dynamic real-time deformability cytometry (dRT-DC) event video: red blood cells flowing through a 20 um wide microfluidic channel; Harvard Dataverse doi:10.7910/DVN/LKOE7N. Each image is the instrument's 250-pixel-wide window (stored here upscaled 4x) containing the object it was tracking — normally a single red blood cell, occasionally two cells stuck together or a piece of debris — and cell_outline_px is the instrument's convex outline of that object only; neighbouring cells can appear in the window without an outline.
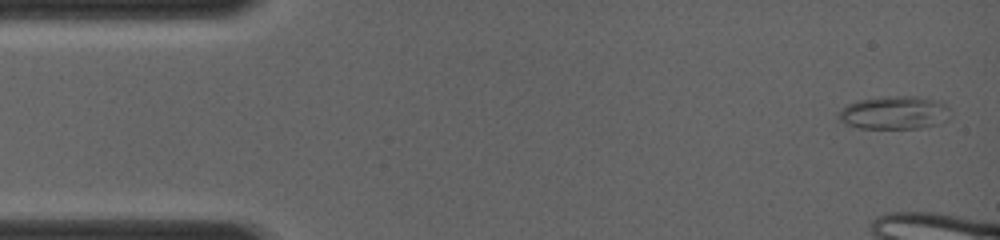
{"species": "common noctule bat (a hibernating species)", "species_latin": "Nyctalus noctula", "temperature_condition": "room temperature", "stored_images_in_passage": 10, "camera_frame_rate_fps": 4000, "um_per_image_px": 0.085, "animal": {"sex": "female", "body_mass_g": 19.0, "forearm_length_mm": 56.7}, "frame": {"image": 1, "passage_image": 1, "time_ms": 0.0, "image_size_px": [1000, 240], "cell_outline_px": [[948, 120], [936, 124], [920, 128], [860, 128], [848, 124], [840, 120], [836, 116], [836, 112], [848, 104], [860, 100], [888, 96], [916, 96], [932, 100], [944, 104], [948, 108]], "centroid_in_image_um": [75.97, 9.58], "position_along_channel_um": 9.0, "area_um2": 21.33}}